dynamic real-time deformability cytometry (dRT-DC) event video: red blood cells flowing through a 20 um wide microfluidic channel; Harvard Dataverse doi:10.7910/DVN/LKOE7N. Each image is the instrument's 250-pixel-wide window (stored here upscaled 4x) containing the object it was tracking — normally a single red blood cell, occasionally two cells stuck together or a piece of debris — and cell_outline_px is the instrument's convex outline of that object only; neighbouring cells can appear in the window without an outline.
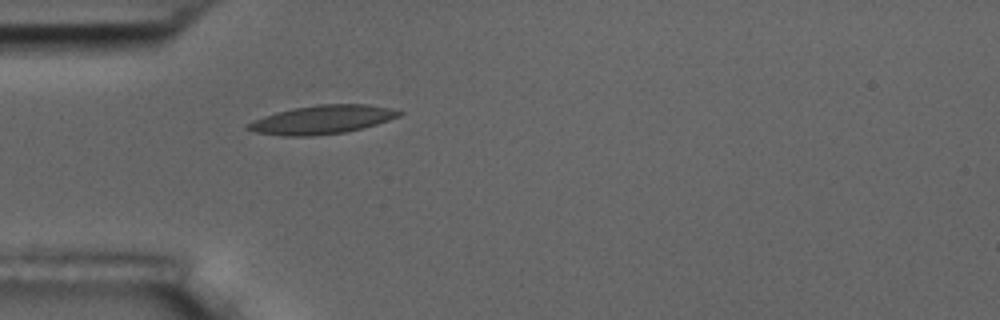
{"species": "common noctule bat (a hibernating species)", "species_latin": "Nyctalus noctula", "temperature_condition": "room temperature", "stored_images_in_passage": 4, "camera_frame_rate_fps": 3000, "um_per_image_px": 0.085, "animal": {"sex": "male", "body_mass_g": 17.5, "forearm_length_mm": 52.3}, "frame": {"image": 1, "passage_image": 4, "time_ms": 4.333, "image_size_px": [1000, 320], "cell_outline_px": [[404, 112], [400, 116], [376, 124], [344, 132], [312, 136], [284, 136], [256, 132], [244, 128], [252, 120], [276, 112], [292, 108], [320, 104], [368, 104], [388, 108]], "centroid_in_image_um": [27.35, 10.16], "position_along_channel_um": 57.7, "area_um2": 25.03}}